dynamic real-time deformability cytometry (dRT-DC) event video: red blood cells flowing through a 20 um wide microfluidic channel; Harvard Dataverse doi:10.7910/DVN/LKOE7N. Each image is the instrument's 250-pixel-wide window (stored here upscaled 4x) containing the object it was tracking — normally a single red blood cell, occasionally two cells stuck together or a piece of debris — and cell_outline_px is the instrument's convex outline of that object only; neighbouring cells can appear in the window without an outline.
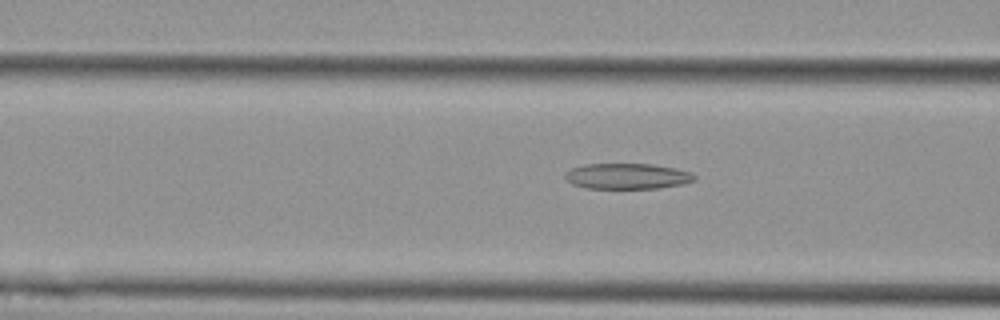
{"species": "Egyptian fruit bat (a non-hibernating species)", "species_latin": "Rousettus aegyptiacus", "temperature_condition": "cold", "stored_images_in_passage": 54, "camera_frame_rate_fps": 3000, "um_per_image_px": 0.085, "animal": {"sex": "female"}, "frame": {"image": 1, "passage_image": 21, "time_ms": 6.667, "image_size_px": [1000, 320], "cell_outline_px": [[696, 180], [684, 184], [656, 188], [588, 188], [572, 184], [564, 176], [564, 172], [572, 168], [584, 164], [652, 164], [676, 168], [692, 172], [696, 176]], "centroid_in_image_um": [53.34, 14.97], "position_along_channel_um": 113.3, "area_um2": 19.42}}
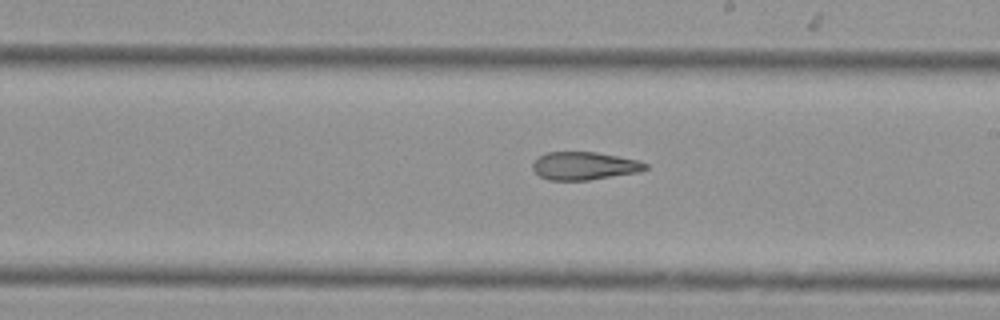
{"frame": {"image": 2, "passage_image": 31, "time_ms": 10.0, "image_size_px": [1000, 320], "cell_outline_px": [[648, 168], [640, 172], [588, 180], [548, 180], [540, 176], [532, 168], [532, 164], [540, 156], [548, 152], [596, 152], [640, 160], [648, 164]], "centroid_in_image_um": [49.71, 14.1], "position_along_channel_um": 239.3, "area_um2": 18.38}}
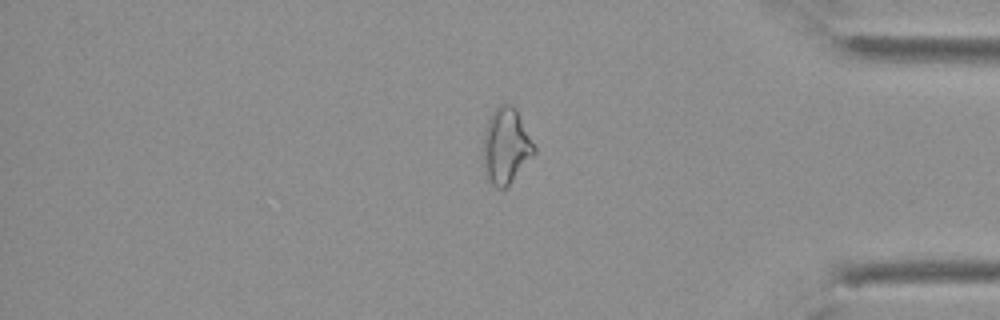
{"frame": {"image": 3, "passage_image": 45, "time_ms": 14.667, "image_size_px": [1000, 320], "cell_outline_px": [[536, 152], [512, 180], [504, 188], [496, 188], [488, 184], [484, 168], [484, 132], [488, 116], [500, 104], [508, 104], [516, 108], [536, 148]], "centroid_in_image_um": [42.99, 12.4], "position_along_channel_um": 392.2, "area_um2": 22.37}, "authors_computed_cell_mechanics": {"area_um2": 22.3975, "velocity_mm_per_s": 3.7867, "shape_relaxation_time_tau1_ms": null, "shape_relaxation_time_tau2_ms": 4.1945, "deformation_change_tau1": null, "deformation_change_tau2": 0.1399}}